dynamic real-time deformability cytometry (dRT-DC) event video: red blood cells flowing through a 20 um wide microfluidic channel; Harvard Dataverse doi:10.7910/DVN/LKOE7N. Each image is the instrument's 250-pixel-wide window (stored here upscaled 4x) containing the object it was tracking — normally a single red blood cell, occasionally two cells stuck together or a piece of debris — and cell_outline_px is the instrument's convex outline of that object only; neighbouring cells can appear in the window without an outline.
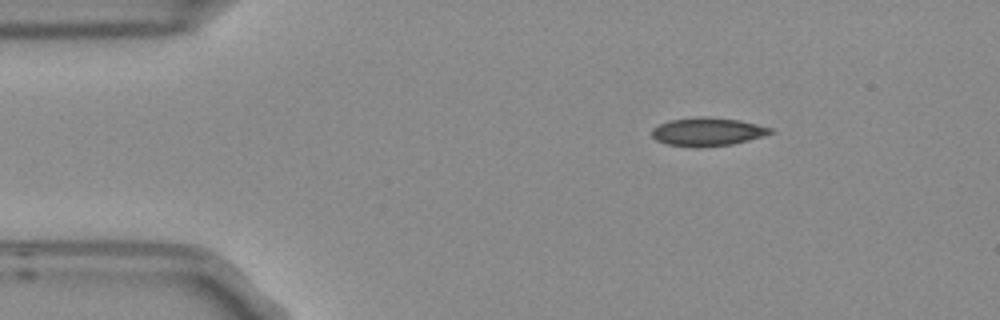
{"species": "Egyptian fruit bat (a non-hibernating species)", "species_latin": "Rousettus aegyptiacus", "temperature_condition": "room temperature", "stored_images_in_passage": 6, "camera_frame_rate_fps": 3000, "um_per_image_px": 0.085, "frame": {"image": 1, "passage_image": 6, "time_ms": 1.667, "image_size_px": [1000, 320], "cell_outline_px": [[776, 132], [748, 140], [732, 144], [700, 148], [668, 144], [656, 140], [652, 136], [652, 128], [668, 120], [696, 116], [712, 116], [740, 120], [772, 128]], "centroid_in_image_um": [60.14, 11.18], "position_along_channel_um": 24.9, "area_um2": 19.83}}